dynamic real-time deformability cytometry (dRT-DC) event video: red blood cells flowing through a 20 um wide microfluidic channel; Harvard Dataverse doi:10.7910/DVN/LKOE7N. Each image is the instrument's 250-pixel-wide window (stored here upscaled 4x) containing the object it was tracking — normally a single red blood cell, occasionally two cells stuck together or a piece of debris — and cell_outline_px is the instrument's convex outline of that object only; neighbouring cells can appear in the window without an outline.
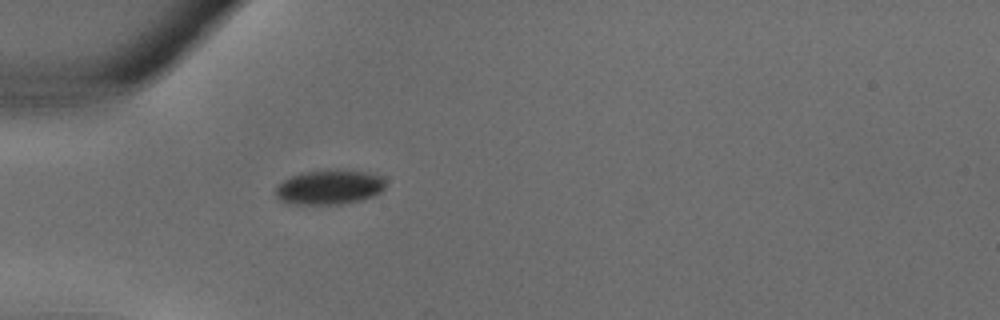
{"species": "common noctule bat (a hibernating species)", "species_latin": "Nyctalus noctula", "temperature_condition": "warm", "stored_images_in_passage": 24, "camera_frame_rate_fps": 3000, "um_per_image_px": 0.085, "animal": {"sex": "male", "body_mass_g": 18.8}, "frame": {"image": 1, "passage_image": 1, "time_ms": 0.0, "image_size_px": [1000, 320], "cell_outline_px": [[384, 188], [380, 192], [372, 196], [360, 200], [344, 204], [292, 204], [280, 200], [276, 196], [276, 184], [300, 172], [328, 168], [336, 168], [368, 172], [380, 176], [384, 180]], "centroid_in_image_um": [27.97, 15.88], "position_along_channel_um": 57.0, "area_um2": 22.6}}
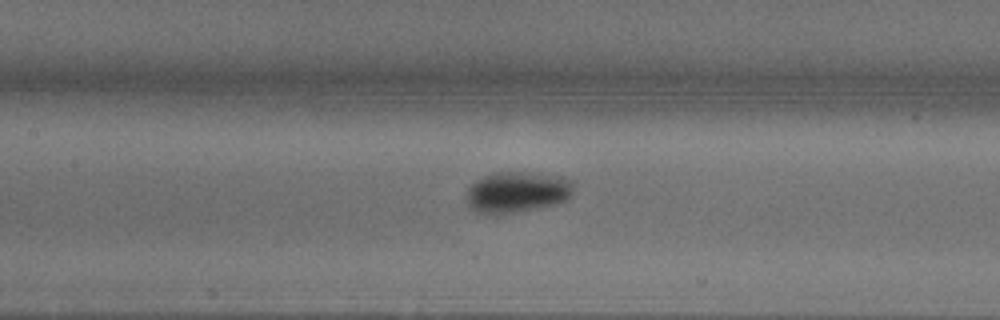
{"frame": {"image": 2, "passage_image": 7, "time_ms": 2.0, "image_size_px": [1000, 320], "cell_outline_px": [[572, 192], [568, 200], [556, 204], [496, 216], [476, 212], [468, 204], [468, 188], [476, 180], [484, 176], [496, 172], [528, 172], [556, 176], [572, 180]], "centroid_in_image_um": [43.94, 16.35], "position_along_channel_um": 163.5, "area_um2": 25.61}}
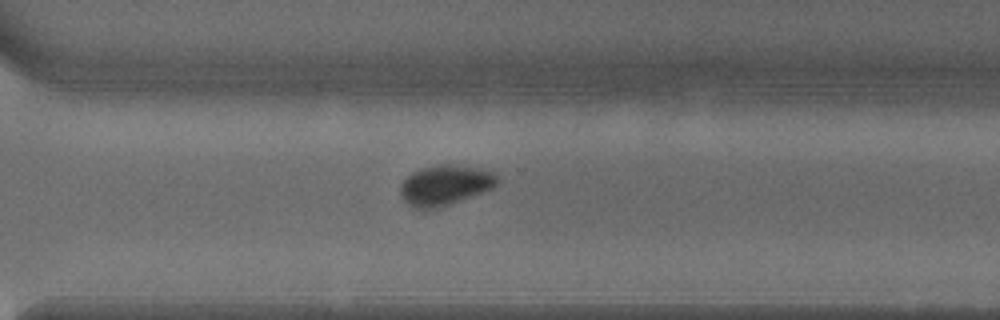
{"frame": {"image": 3, "passage_image": 16, "time_ms": 5.0, "image_size_px": [1000, 320], "cell_outline_px": [[500, 180], [492, 188], [460, 200], [448, 204], [432, 208], [416, 208], [408, 204], [400, 196], [400, 184], [412, 172], [420, 168], [440, 164], [444, 164], [472, 168], [492, 172], [500, 176]], "centroid_in_image_um": [37.8, 15.73], "position_along_channel_um": 332.8, "area_um2": 22.14}}